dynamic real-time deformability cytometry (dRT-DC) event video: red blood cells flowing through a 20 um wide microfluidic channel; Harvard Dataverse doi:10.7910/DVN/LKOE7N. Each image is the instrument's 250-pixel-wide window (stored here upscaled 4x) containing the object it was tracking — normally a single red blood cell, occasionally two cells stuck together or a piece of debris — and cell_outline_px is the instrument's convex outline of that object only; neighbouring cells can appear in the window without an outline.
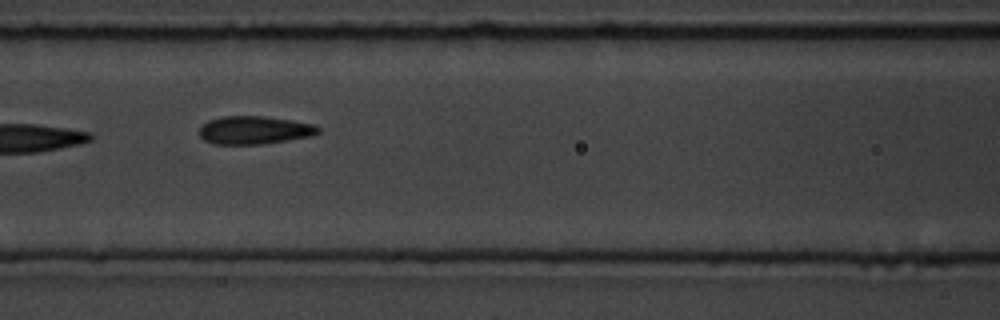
{"species": "common noctule bat (a hibernating species)", "species_latin": "Nyctalus noctula", "temperature_condition": "room temperature", "stored_images_in_passage": 13, "camera_frame_rate_fps": 3000, "um_per_image_px": 0.085, "animal": {"sex": "male", "body_mass_g": 19.5, "forearm_length_mm": 54.6}, "frame": {"image": 1, "passage_image": 4, "time_ms": 3.667, "image_size_px": [1000, 320], "cell_outline_px": [[320, 132], [312, 136], [260, 144], [216, 144], [204, 140], [200, 136], [200, 128], [208, 120], [220, 116], [264, 116], [292, 120], [316, 124], [320, 128]], "centroid_in_image_um": [21.65, 11.05], "position_along_channel_um": 145.0, "area_um2": 19.48}, "authors_computed_cell_mechanics": {"area_um2": 19.5364, "velocity_mm_per_s": 3.7076, "shape_relaxation_time_tau1_ms": null, "shape_relaxation_time_tau2_ms": 2.6525, "deformation_change_tau1": null, "deformation_change_tau2": 0.1083}}